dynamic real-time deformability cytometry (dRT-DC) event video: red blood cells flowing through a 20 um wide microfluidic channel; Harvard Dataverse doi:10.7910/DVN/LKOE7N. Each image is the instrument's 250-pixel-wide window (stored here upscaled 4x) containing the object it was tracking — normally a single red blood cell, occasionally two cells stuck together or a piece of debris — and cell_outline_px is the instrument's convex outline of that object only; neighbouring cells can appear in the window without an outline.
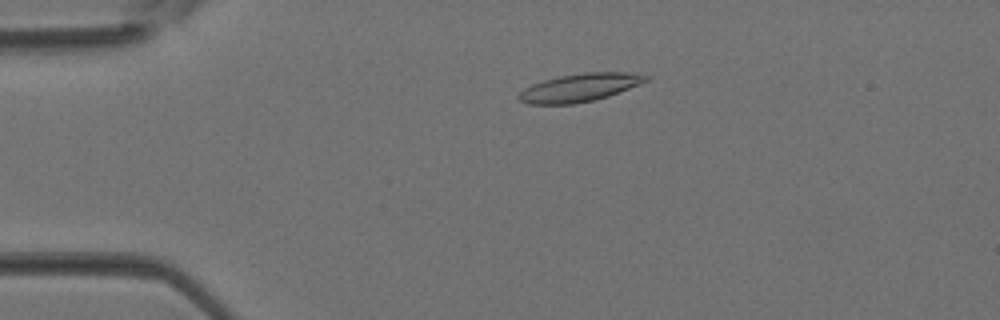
{"species": "Egyptian fruit bat (a non-hibernating species)", "species_latin": "Rousettus aegyptiacus", "temperature_condition": "room temperature", "stored_images_in_passage": 3, "camera_frame_rate_fps": 3000, "um_per_image_px": 0.085, "animal": {"sex": "female"}, "frame": {"image": 1, "passage_image": 3, "time_ms": 0.667, "image_size_px": [1000, 320], "cell_outline_px": [[648, 80], [640, 84], [608, 96], [592, 100], [572, 104], [528, 104], [520, 100], [516, 96], [524, 88], [532, 84], [544, 80], [560, 76], [584, 72], [624, 72], [648, 76]], "centroid_in_image_um": [49.23, 7.44], "position_along_channel_um": 35.8, "area_um2": 20.52}}